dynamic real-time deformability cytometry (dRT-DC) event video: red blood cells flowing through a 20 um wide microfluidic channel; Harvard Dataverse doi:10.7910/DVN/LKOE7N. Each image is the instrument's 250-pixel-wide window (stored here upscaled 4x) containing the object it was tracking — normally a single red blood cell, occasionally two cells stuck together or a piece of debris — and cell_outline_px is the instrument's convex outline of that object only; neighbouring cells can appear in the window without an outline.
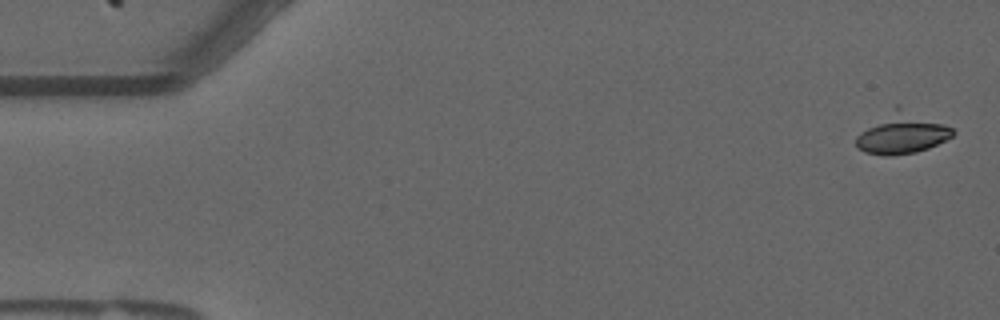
{"species": "common noctule bat (a hibernating species)", "species_latin": "Nyctalus noctula", "temperature_condition": "warm", "stored_images_in_passage": 56, "camera_frame_rate_fps": 3000, "um_per_image_px": 0.085, "animal": {"sex": "male", "forearm_length_mm": 52.5}, "frame": {"image": 1, "passage_image": 2, "time_ms": 0.333, "image_size_px": [1000, 320], "cell_outline_px": [[956, 132], [952, 136], [928, 148], [916, 152], [892, 156], [884, 156], [864, 152], [856, 148], [856, 136], [860, 132], [896, 104], [900, 104], [944, 124], [952, 128]], "centroid_in_image_um": [76.65, 11.31], "position_along_channel_um": 8.4, "area_um2": 23.29}}
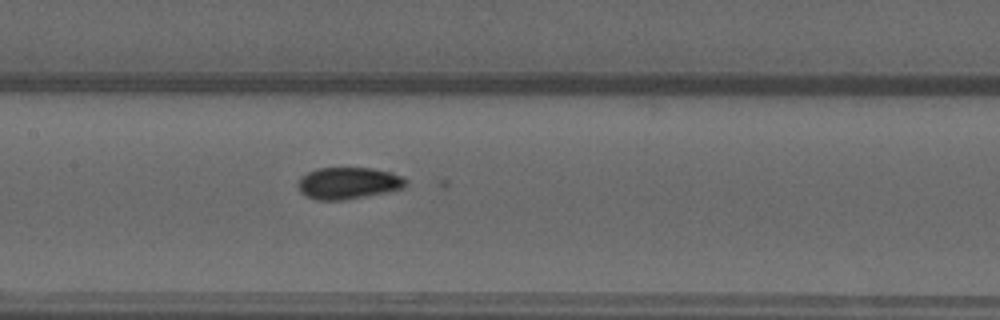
{"frame": {"image": 2, "passage_image": 27, "time_ms": 8.667, "image_size_px": [1000, 320], "cell_outline_px": [[408, 184], [404, 188], [384, 192], [340, 200], [316, 200], [300, 192], [296, 184], [300, 176], [308, 172], [320, 168], [372, 168], [392, 172], [404, 176], [408, 180]], "centroid_in_image_um": [29.61, 15.55], "position_along_channel_um": 177.8, "area_um2": 20.0}}
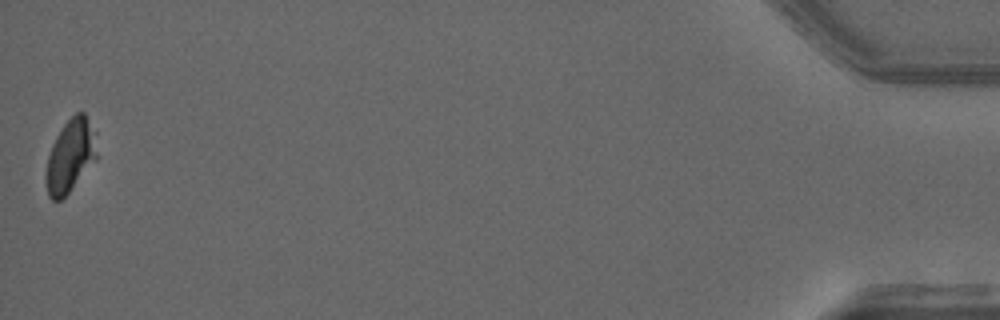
{"frame": {"image": 3, "passage_image": 56, "time_ms": 18.333, "image_size_px": [1000, 320], "cell_outline_px": [[96, 156], [68, 192], [60, 200], [52, 200], [48, 196], [44, 176], [48, 156], [52, 144], [56, 136], [64, 124], [76, 112], [84, 112], [96, 132]], "centroid_in_image_um": [5.94, 13.21], "position_along_channel_um": 429.3, "area_um2": 21.21}}